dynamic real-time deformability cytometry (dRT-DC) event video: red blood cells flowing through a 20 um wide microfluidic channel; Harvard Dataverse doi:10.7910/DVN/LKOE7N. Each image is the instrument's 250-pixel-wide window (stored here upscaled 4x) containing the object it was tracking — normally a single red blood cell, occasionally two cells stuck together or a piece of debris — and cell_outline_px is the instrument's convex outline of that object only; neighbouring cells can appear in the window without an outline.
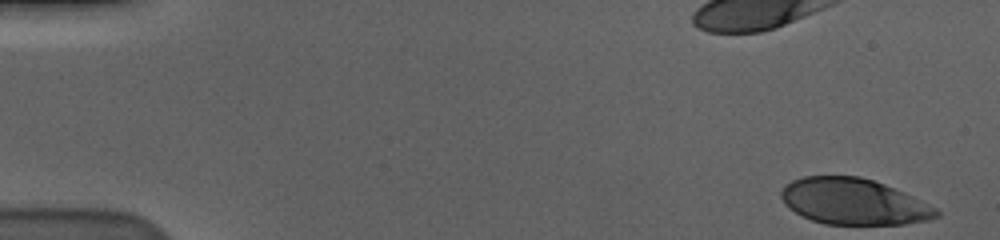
{"species": "human", "species_latin": "Homo sapiens", "temperature_condition": "cold", "stored_images_in_passage": 57, "camera_frame_rate_fps": 3000, "um_per_image_px": 0.085, "donor": {"sex": "male"}, "frame": {"image": 1, "passage_image": 1, "time_ms": 0.0, "image_size_px": [1000, 240], "cell_outline_px": [[940, 216], [928, 220], [904, 224], [824, 224], [812, 220], [788, 208], [784, 204], [780, 196], [780, 192], [784, 184], [792, 180], [804, 176], [860, 176], [884, 184], [904, 192], [936, 208], [940, 212]], "centroid_in_image_um": [72.53, 17.13], "position_along_channel_um": 12.5, "area_um2": 41.67}}
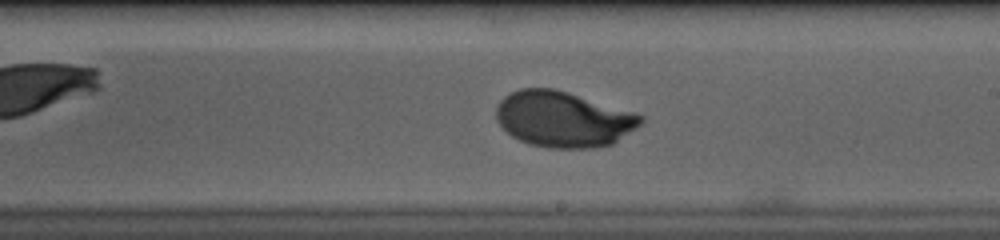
{"frame": {"image": 2, "passage_image": 33, "time_ms": 10.667, "image_size_px": [1000, 240], "cell_outline_px": [[644, 120], [636, 128], [612, 144], [596, 148], [548, 148], [528, 144], [512, 136], [496, 120], [496, 108], [500, 100], [508, 92], [520, 88], [552, 88], [568, 92], [636, 112], [644, 116]], "centroid_in_image_um": [47.88, 10.12], "position_along_channel_um": 241.1, "area_um2": 47.22}}
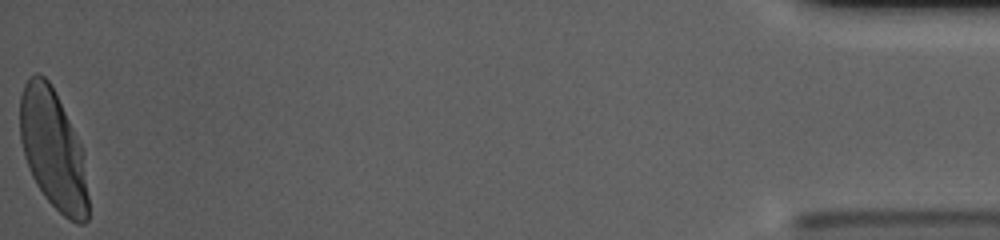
{"frame": {"image": 3, "passage_image": 57, "time_ms": 18.667, "image_size_px": [1000, 240], "cell_outline_px": [[88, 220], [84, 224], [76, 224], [68, 220], [44, 196], [36, 184], [28, 168], [24, 156], [20, 140], [20, 96], [24, 84], [36, 72], [44, 76], [48, 80], [56, 92], [84, 152], [88, 196]], "centroid_in_image_um": [4.52, 12.73], "position_along_channel_um": 430.7, "area_um2": 47.8}, "authors_computed_cell_mechanics": {"area_um2": 46.0666, "velocity_mm_per_s": 3.5258, "shape_relaxation_time_tau1_ms": 2.8936, "shape_relaxation_time_tau2_ms": null, "deformation_change_tau1": 0.1913, "deformation_change_tau2": null}}